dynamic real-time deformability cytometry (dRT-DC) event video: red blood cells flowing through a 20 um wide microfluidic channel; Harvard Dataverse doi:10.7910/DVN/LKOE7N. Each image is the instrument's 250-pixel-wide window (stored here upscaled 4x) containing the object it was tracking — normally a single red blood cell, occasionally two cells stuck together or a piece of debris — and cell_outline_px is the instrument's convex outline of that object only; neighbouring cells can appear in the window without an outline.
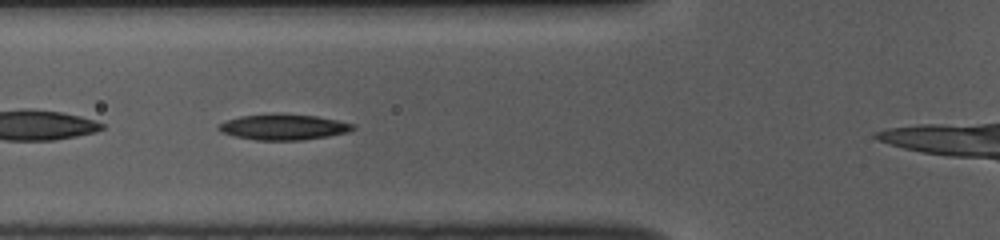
{"species": "common noctule bat (a hibernating species)", "species_latin": "Nyctalus noctula", "temperature_condition": "room temperature", "stored_images_in_passage": 35, "camera_frame_rate_fps": 3000, "um_per_image_px": 0.085, "animal": {"sex": "female", "body_mass_g": 10.0, "forearm_length_mm": 53.1}, "frame": {"image": 1, "passage_image": 11, "time_ms": 3.333, "image_size_px": [1000, 240], "cell_outline_px": [[356, 128], [348, 132], [328, 136], [304, 140], [256, 140], [236, 136], [220, 132], [216, 128], [220, 124], [228, 120], [240, 116], [316, 116], [356, 124]], "centroid_in_image_um": [24.14, 10.84], "position_along_channel_um": 101.7, "area_um2": 19.25}}
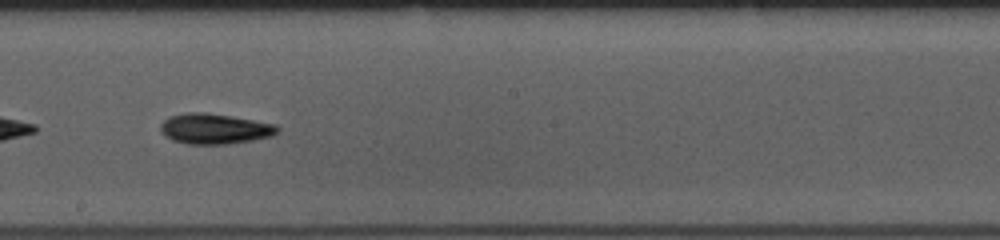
{"frame": {"image": 2, "passage_image": 21, "time_ms": 6.667, "image_size_px": [1000, 240], "cell_outline_px": [[280, 128], [272, 136], [252, 140], [228, 144], [188, 144], [172, 140], [164, 136], [160, 132], [160, 124], [168, 116], [184, 112], [208, 112], [232, 116], [276, 124]], "centroid_in_image_um": [18.2, 10.93], "position_along_channel_um": 230.0, "area_um2": 20.98}}
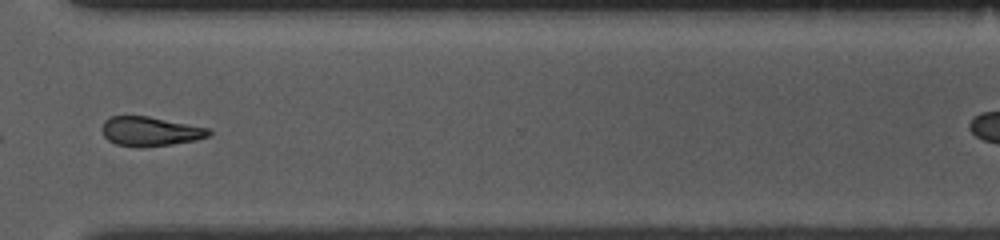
{"frame": {"image": 3, "passage_image": 31, "time_ms": 10.0, "image_size_px": [1000, 240], "cell_outline_px": [[212, 132], [208, 136], [196, 140], [172, 144], [140, 148], [116, 144], [108, 140], [104, 136], [104, 120], [112, 116], [148, 116], [208, 128]], "centroid_in_image_um": [12.77, 11.18], "position_along_channel_um": 357.8, "area_um2": 18.09}}